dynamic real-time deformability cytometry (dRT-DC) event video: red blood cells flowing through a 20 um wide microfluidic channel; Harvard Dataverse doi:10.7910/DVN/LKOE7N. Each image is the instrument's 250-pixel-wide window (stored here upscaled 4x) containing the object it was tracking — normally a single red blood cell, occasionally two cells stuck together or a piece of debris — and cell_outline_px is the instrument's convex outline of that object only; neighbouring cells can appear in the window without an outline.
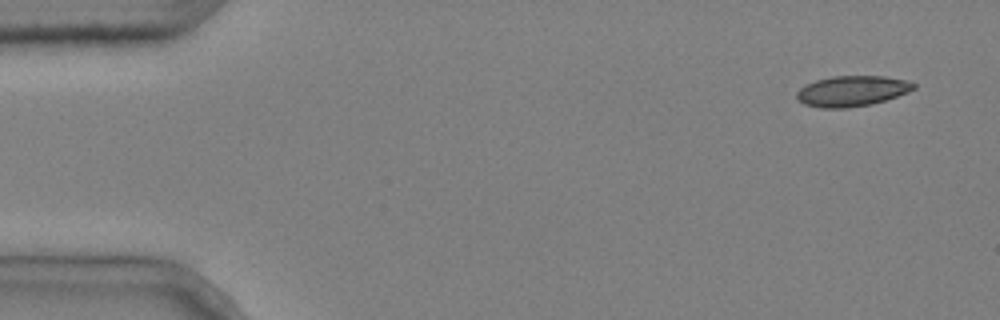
{"species": "common noctule bat (a hibernating species)", "species_latin": "Nyctalus noctula", "temperature_condition": "cold", "stored_images_in_passage": 5, "camera_frame_rate_fps": 3000, "um_per_image_px": 0.085, "animal": {"sex": "male", "body_mass_g": 20.4}, "frame": {"image": 1, "passage_image": 1, "time_ms": 0.0, "image_size_px": [1000, 320], "cell_outline_px": [[916, 88], [908, 92], [872, 104], [848, 108], [820, 108], [804, 104], [796, 96], [796, 92], [804, 84], [816, 80], [832, 76], [884, 76], [904, 80], [916, 84]], "centroid_in_image_um": [72.39, 7.74], "position_along_channel_um": 12.6, "area_um2": 20.81}}
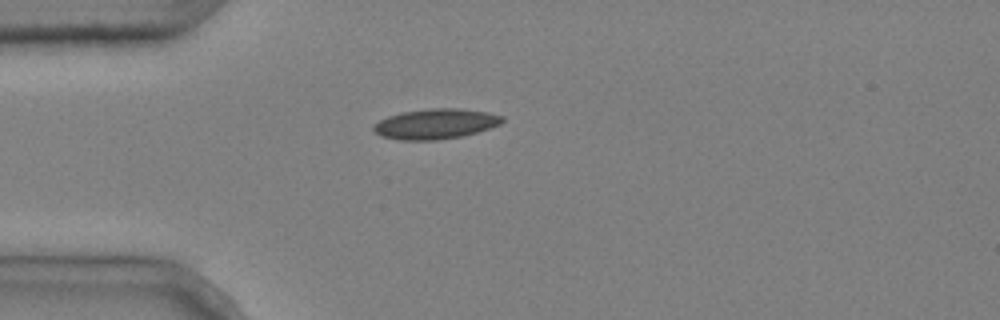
{"frame": {"image": 2, "passage_image": 4, "time_ms": 1.0, "image_size_px": [1000, 320], "cell_outline_px": [[504, 120], [500, 124], [476, 132], [460, 136], [436, 140], [400, 140], [380, 136], [372, 128], [380, 120], [388, 116], [400, 112], [432, 108], [460, 108], [488, 112], [504, 116]], "centroid_in_image_um": [37.02, 10.52], "position_along_channel_um": 48.0, "area_um2": 22.54}}